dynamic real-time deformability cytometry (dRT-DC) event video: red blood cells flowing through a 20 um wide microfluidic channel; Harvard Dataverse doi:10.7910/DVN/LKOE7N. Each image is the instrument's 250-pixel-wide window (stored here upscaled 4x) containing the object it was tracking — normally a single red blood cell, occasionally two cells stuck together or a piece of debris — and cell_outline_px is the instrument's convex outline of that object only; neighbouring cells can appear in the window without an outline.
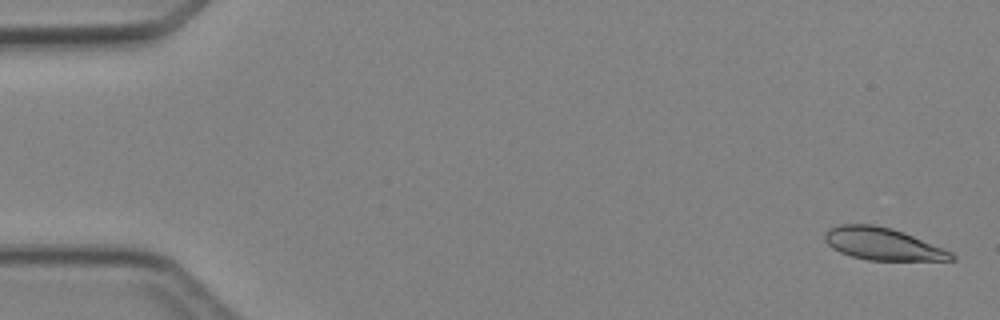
{"species": "Egyptian fruit bat (a non-hibernating species)", "species_latin": "Rousettus aegyptiacus", "temperature_condition": "cold", "stored_images_in_passage": 5, "camera_frame_rate_fps": 3000, "um_per_image_px": 0.085, "animal": {"sex": "female"}, "frame": {"image": 1, "passage_image": 1, "time_ms": 0.0, "image_size_px": [1000, 320], "cell_outline_px": [[956, 260], [868, 260], [852, 256], [840, 252], [832, 248], [824, 240], [824, 236], [828, 228], [840, 224], [872, 224], [892, 228], [904, 232], [952, 252], [956, 256]], "centroid_in_image_um": [75.01, 20.73], "position_along_channel_um": 10.0, "area_um2": 23.76}}